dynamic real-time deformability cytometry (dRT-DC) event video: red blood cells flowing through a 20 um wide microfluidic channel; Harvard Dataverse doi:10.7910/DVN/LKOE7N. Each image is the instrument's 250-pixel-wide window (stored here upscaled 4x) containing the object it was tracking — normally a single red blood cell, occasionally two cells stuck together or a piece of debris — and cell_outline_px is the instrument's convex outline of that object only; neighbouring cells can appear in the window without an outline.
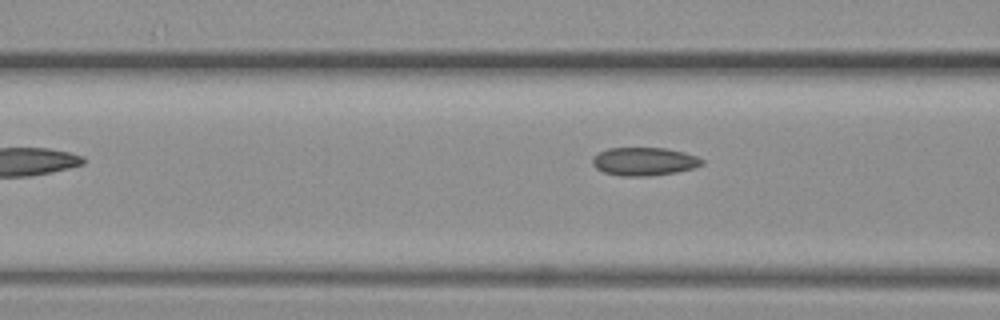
{"species": "common noctule bat (a hibernating species)", "species_latin": "Nyctalus noctula", "temperature_condition": "warm", "stored_images_in_passage": 4, "camera_frame_rate_fps": 3000, "um_per_image_px": 0.085, "animal": {"sex": "female", "body_mass_g": 19.3, "forearm_length_mm": 54.1}, "frame": {"image": 1, "passage_image": 4, "time_ms": 1.0, "image_size_px": [1000, 320], "cell_outline_px": [[704, 164], [692, 168], [676, 172], [648, 176], [620, 176], [604, 172], [596, 168], [592, 164], [592, 156], [608, 148], [664, 148], [684, 152], [696, 156], [704, 160]], "centroid_in_image_um": [54.74, 13.72], "position_along_channel_um": 111.9, "area_um2": 17.98}}